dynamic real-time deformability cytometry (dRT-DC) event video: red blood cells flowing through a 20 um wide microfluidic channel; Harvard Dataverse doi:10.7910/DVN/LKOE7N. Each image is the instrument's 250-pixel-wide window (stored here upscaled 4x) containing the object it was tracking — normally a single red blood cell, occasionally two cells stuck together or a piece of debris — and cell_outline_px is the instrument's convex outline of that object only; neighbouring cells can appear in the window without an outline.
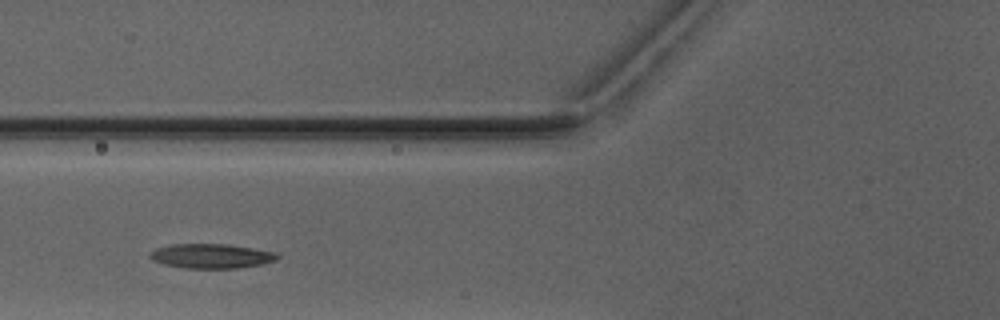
{"species": "Egyptian fruit bat (a non-hibernating species)", "species_latin": "Rousettus aegyptiacus", "temperature_condition": "warm", "stored_images_in_passage": 3, "camera_frame_rate_fps": 3000, "um_per_image_px": 0.085, "animal": {"sex": "male"}, "frame": {"image": 1, "passage_image": 2, "time_ms": 1.333, "image_size_px": [1000, 320], "cell_outline_px": [[280, 256], [276, 260], [260, 264], [236, 268], [184, 268], [164, 264], [152, 260], [148, 256], [156, 248], [172, 244], [228, 244], [252, 248], [272, 252]], "centroid_in_image_um": [17.92, 21.76], "position_along_channel_um": 107.9, "area_um2": 17.98}}
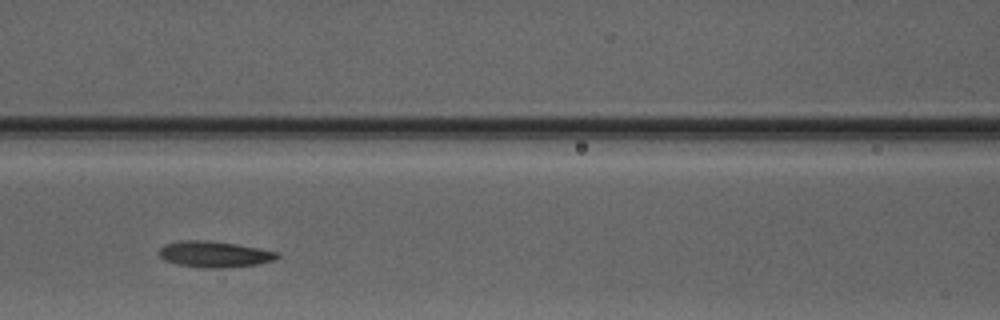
{"frame": {"image": 2, "passage_image": 3, "time_ms": 2.333, "image_size_px": [1000, 320], "cell_outline_px": [[280, 256], [276, 260], [260, 264], [220, 268], [200, 268], [176, 264], [164, 260], [156, 252], [164, 244], [180, 240], [208, 240], [236, 244], [280, 252]], "centroid_in_image_um": [18.22, 21.61], "position_along_channel_um": 148.4, "area_um2": 18.32}}